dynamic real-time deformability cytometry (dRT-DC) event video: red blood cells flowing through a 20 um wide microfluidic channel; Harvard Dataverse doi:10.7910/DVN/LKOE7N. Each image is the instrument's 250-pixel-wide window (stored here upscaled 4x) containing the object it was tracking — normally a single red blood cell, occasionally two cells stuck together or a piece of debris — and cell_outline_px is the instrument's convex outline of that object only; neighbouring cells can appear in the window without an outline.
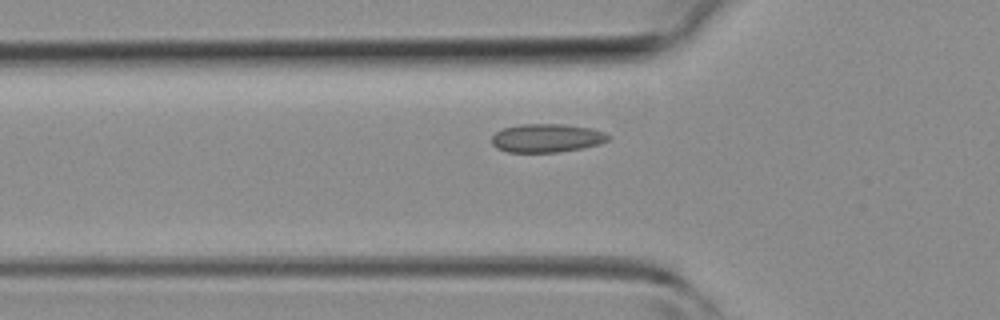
{"species": "common noctule bat (a hibernating species)", "species_latin": "Nyctalus noctula", "temperature_condition": "room temperature", "stored_images_in_passage": 42, "camera_frame_rate_fps": 3000, "um_per_image_px": 0.085, "animal": {"sex": "female", "body_mass_g": 19.3, "forearm_length_mm": 54.1}, "frame": {"image": 1, "passage_image": 15, "time_ms": 4.667, "image_size_px": [1000, 320], "cell_outline_px": [[612, 136], [608, 140], [600, 144], [560, 152], [508, 152], [496, 148], [492, 144], [492, 136], [496, 132], [504, 128], [520, 124], [564, 124], [592, 128], [604, 132]], "centroid_in_image_um": [46.49, 11.73], "position_along_channel_um": 79.3, "area_um2": 19.42}}
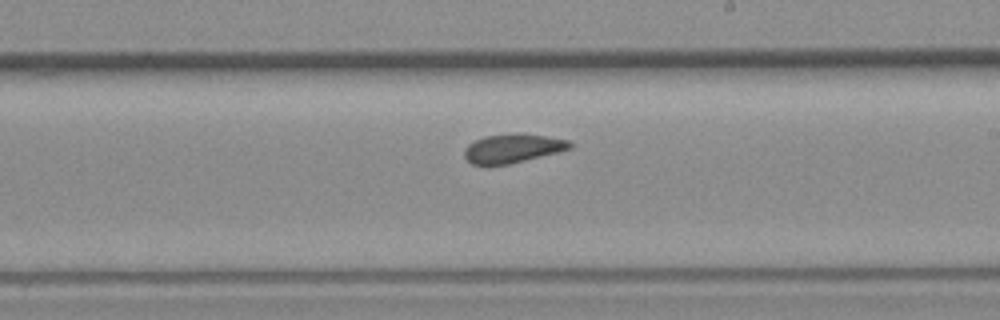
{"frame": {"image": 2, "passage_image": 26, "time_ms": 8.333, "image_size_px": [1000, 320], "cell_outline_px": [[572, 148], [508, 164], [488, 168], [472, 164], [464, 156], [464, 148], [468, 144], [484, 136], [516, 132], [544, 136], [568, 140], [572, 144]], "centroid_in_image_um": [43.49, 12.63], "position_along_channel_um": 245.5, "area_um2": 18.03}}
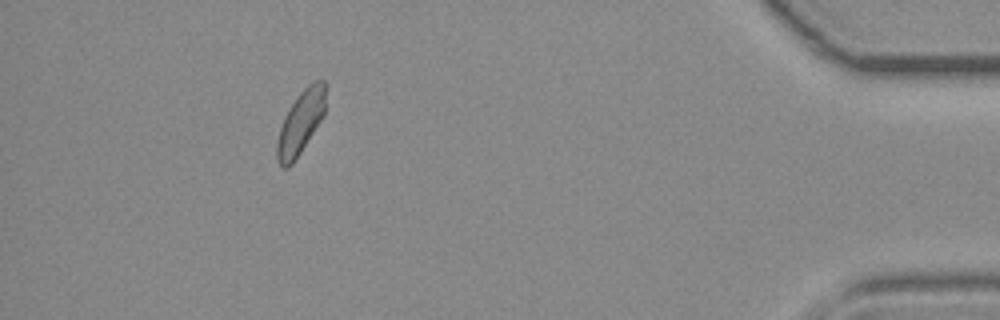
{"frame": {"image": 3, "passage_image": 41, "time_ms": 13.333, "image_size_px": [1000, 320], "cell_outline_px": [[324, 116], [292, 164], [288, 168], [284, 168], [276, 160], [276, 144], [280, 128], [284, 116], [288, 108], [296, 96], [312, 80], [324, 80]], "centroid_in_image_um": [25.52, 10.41], "position_along_channel_um": 409.7, "area_um2": 17.8}}